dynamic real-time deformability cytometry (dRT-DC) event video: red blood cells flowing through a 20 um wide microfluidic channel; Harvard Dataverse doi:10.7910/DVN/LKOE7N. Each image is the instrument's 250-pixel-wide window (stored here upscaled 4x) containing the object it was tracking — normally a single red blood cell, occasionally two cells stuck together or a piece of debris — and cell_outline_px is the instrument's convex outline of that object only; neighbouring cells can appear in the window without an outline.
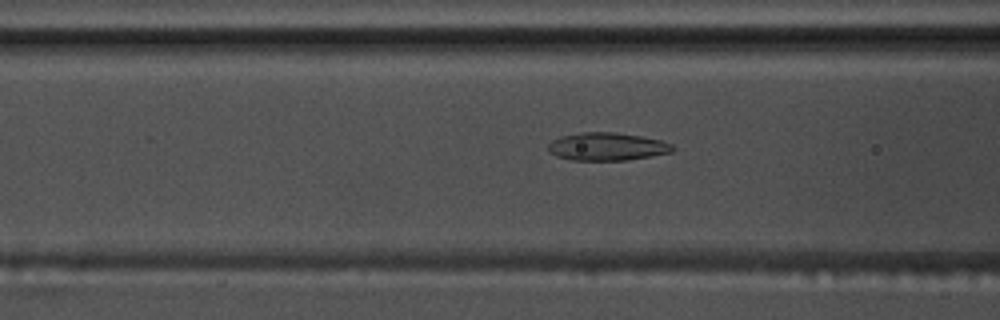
{"species": "common noctule bat (a hibernating species)", "species_latin": "Nyctalus noctula", "temperature_condition": "warm", "stored_images_in_passage": 29, "segment_of_instrument_passage": [1, 2], "camera_frame_rate_fps": 3000, "um_per_image_px": 0.085, "animal": {"sex": "male", "body_mass_g": 17.5, "forearm_length_mm": 52.3}, "frame": {"image": 1, "passage_image": 6, "time_ms": 1.667, "image_size_px": [1000, 320], "cell_outline_px": [[676, 148], [672, 152], [628, 160], [572, 160], [556, 156], [548, 152], [548, 144], [552, 140], [560, 136], [580, 132], [616, 132], [640, 136], [660, 140], [672, 144]], "centroid_in_image_um": [51.58, 12.45], "position_along_channel_um": 115.0, "area_um2": 20.35}}
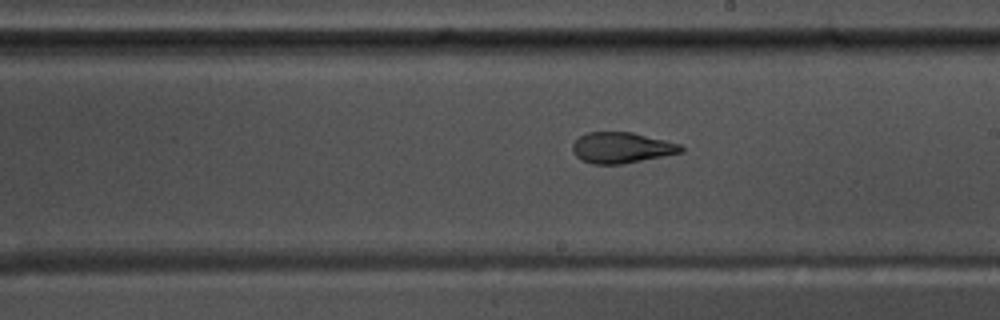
{"frame": {"image": 2, "passage_image": 16, "time_ms": 5.0, "image_size_px": [1000, 320], "cell_outline_px": [[684, 152], [620, 164], [592, 164], [580, 160], [572, 152], [572, 144], [580, 136], [588, 132], [632, 132], [680, 144], [684, 148]], "centroid_in_image_um": [52.8, 12.56], "position_along_channel_um": 236.2, "area_um2": 19.42}}
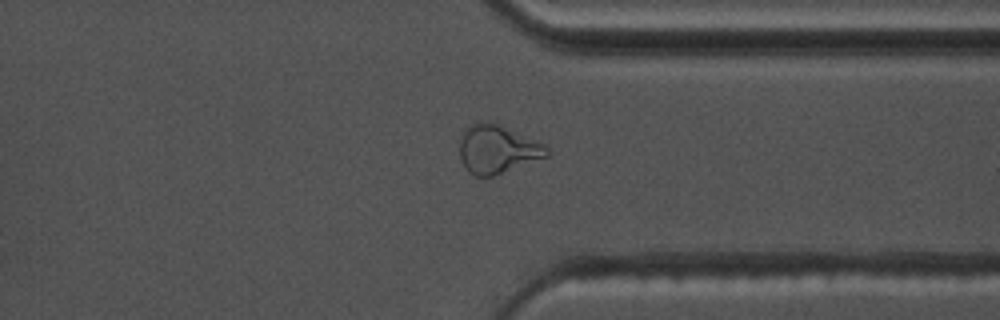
{"frame": {"image": 3, "passage_image": 27, "time_ms": 8.667, "image_size_px": [1000, 320], "cell_outline_px": [[548, 156], [492, 176], [476, 176], [468, 172], [460, 156], [460, 140], [464, 128], [468, 124], [488, 120], [544, 144], [548, 148]], "centroid_in_image_um": [42.23, 12.67], "position_along_channel_um": 369.2, "area_um2": 24.28}}